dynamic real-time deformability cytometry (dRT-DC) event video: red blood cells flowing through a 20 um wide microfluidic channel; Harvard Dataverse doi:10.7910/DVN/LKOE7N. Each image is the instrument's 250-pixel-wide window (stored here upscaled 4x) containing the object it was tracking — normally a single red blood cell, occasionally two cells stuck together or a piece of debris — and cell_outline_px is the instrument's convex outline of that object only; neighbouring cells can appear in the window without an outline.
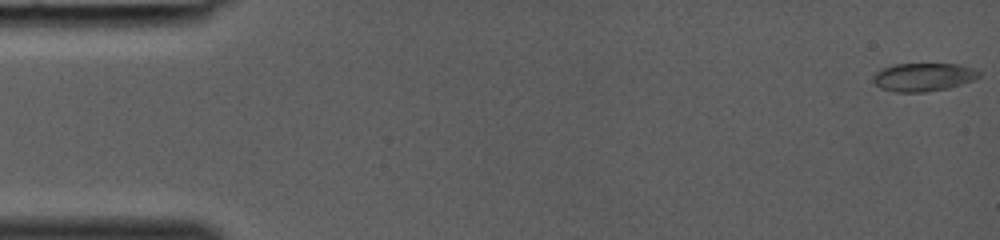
{"species": "common noctule bat (a hibernating species)", "species_latin": "Nyctalus noctula", "temperature_condition": "room temperature", "stored_images_in_passage": 37, "camera_frame_rate_fps": 3000, "um_per_image_px": 0.085, "animal": {"sex": "female", "body_mass_g": 19.0, "forearm_length_mm": 53.3}, "frame": {"image": 1, "passage_image": 1, "time_ms": 0.0, "image_size_px": [1000, 240], "cell_outline_px": [[980, 76], [972, 80], [948, 88], [924, 92], [892, 92], [880, 88], [872, 80], [872, 76], [880, 68], [896, 64], [960, 64], [972, 68], [980, 72]], "centroid_in_image_um": [78.43, 6.55], "position_along_channel_um": 6.6, "area_um2": 17.46}}
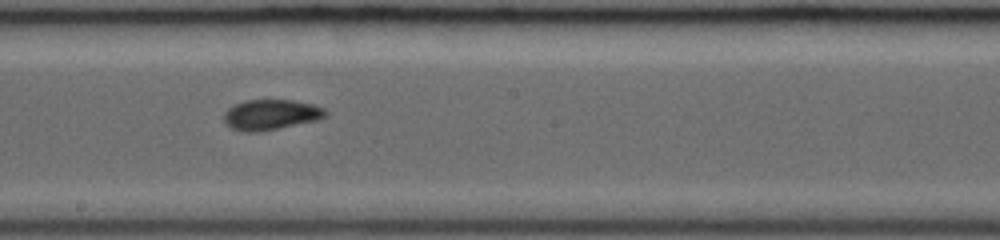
{"frame": {"image": 2, "passage_image": 22, "time_ms": 7.0, "image_size_px": [1000, 240], "cell_outline_px": [[328, 116], [316, 120], [256, 132], [244, 132], [232, 128], [224, 120], [224, 112], [228, 108], [236, 104], [248, 100], [292, 100], [312, 104], [324, 108], [328, 112]], "centroid_in_image_um": [23.04, 9.74], "position_along_channel_um": 225.2, "area_um2": 17.69}}
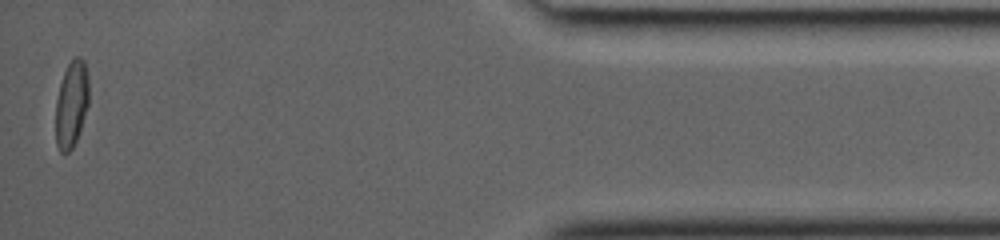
{"frame": {"image": 3, "passage_image": 37, "time_ms": 12.0, "image_size_px": [1000, 240], "cell_outline_px": [[88, 104], [80, 132], [72, 148], [68, 152], [60, 152], [56, 144], [56, 100], [60, 84], [64, 72], [72, 56], [80, 56], [84, 60], [88, 76]], "centroid_in_image_um": [6.08, 8.82], "position_along_channel_um": 429.1, "area_um2": 16.82}}